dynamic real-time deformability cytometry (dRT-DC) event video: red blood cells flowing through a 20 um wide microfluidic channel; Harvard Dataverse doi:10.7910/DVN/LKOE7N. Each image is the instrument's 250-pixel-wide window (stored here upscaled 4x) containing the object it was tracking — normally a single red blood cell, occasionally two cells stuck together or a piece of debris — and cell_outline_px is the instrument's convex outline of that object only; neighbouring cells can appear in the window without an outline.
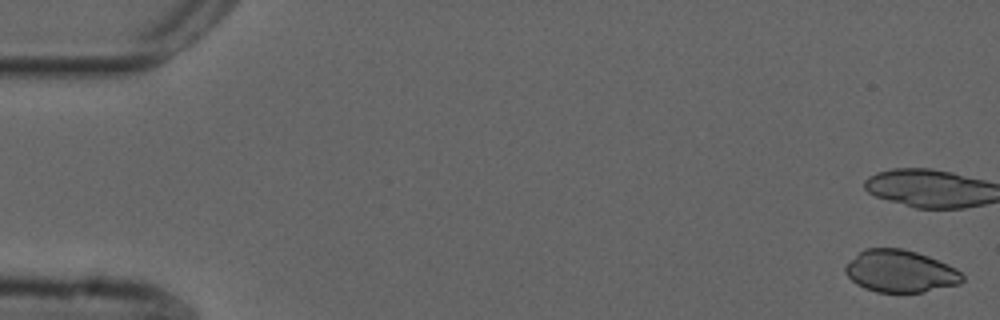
{"species": "common noctule bat (a hibernating species)", "species_latin": "Nyctalus noctula", "temperature_condition": "cold", "stored_images_in_passage": 16, "camera_frame_rate_fps": 3000, "um_per_image_px": 0.085, "animal": {"sex": "male", "forearm_length_mm": 52.5}, "frame": {"image": 1, "passage_image": 1, "time_ms": 0.0, "image_size_px": [1000, 320], "cell_outline_px": [[964, 280], [960, 284], [924, 292], [876, 292], [864, 288], [856, 284], [844, 272], [844, 268], [864, 248], [900, 248], [916, 252], [928, 256], [948, 264], [956, 268], [964, 276]], "centroid_in_image_um": [76.55, 23.06], "position_along_channel_um": 8.4, "area_um2": 28.73}}